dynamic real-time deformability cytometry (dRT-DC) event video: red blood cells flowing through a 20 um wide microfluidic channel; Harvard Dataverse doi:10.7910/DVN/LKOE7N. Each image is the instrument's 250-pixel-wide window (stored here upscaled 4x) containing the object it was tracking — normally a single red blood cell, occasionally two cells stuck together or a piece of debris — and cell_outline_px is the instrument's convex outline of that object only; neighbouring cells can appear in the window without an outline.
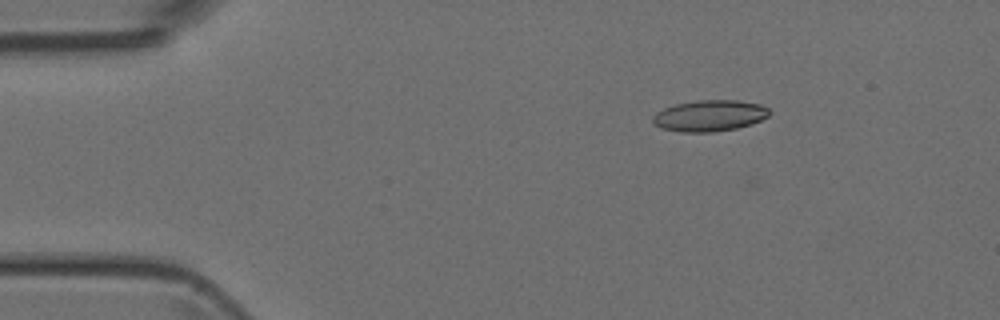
{"species": "Egyptian fruit bat (a non-hibernating species)", "species_latin": "Rousettus aegyptiacus", "temperature_condition": "room temperature", "stored_images_in_passage": 4, "camera_frame_rate_fps": 3000, "um_per_image_px": 0.085, "animal": {"sex": "female"}, "frame": {"image": 1, "passage_image": 2, "time_ms": 1.0, "image_size_px": [1000, 320], "cell_outline_px": [[768, 116], [752, 124], [736, 128], [712, 132], [680, 132], [660, 128], [652, 124], [652, 116], [656, 112], [664, 108], [676, 104], [696, 100], [740, 100], [760, 104], [768, 108]], "centroid_in_image_um": [60.27, 9.83], "position_along_channel_um": 24.7, "area_um2": 21.33}}
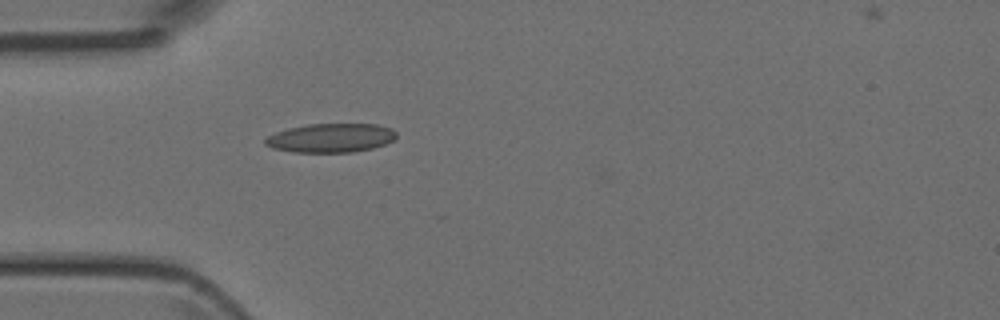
{"frame": {"image": 2, "passage_image": 4, "time_ms": 3.333, "image_size_px": [1000, 320], "cell_outline_px": [[396, 136], [392, 140], [384, 144], [372, 148], [352, 152], [292, 152], [272, 148], [264, 144], [264, 140], [268, 136], [276, 132], [288, 128], [308, 124], [376, 124], [392, 128], [396, 132]], "centroid_in_image_um": [28.1, 11.72], "position_along_channel_um": 56.9, "area_um2": 22.08}}